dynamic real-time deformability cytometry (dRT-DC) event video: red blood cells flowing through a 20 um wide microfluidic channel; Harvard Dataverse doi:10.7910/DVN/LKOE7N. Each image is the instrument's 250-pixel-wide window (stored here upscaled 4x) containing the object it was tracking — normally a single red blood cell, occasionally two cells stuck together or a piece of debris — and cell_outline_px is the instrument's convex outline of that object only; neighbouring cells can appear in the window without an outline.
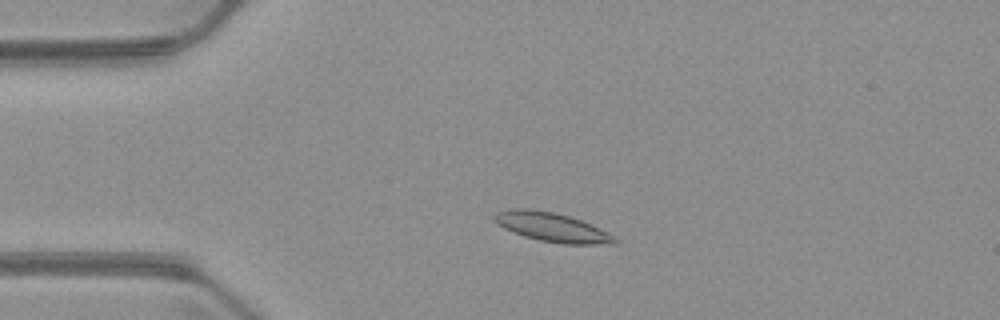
{"species": "common noctule bat (a hibernating species)", "species_latin": "Nyctalus noctula", "temperature_condition": "warm", "stored_images_in_passage": 4, "camera_frame_rate_fps": 3000, "um_per_image_px": 0.085, "animal": {"sex": "male", "body_mass_g": 23.1, "forearm_length_mm": 52.7}, "frame": {"image": 1, "passage_image": 3, "time_ms": 2.333, "image_size_px": [1000, 320], "cell_outline_px": [[620, 244], [564, 244], [540, 240], [524, 236], [512, 232], [496, 224], [492, 220], [492, 216], [496, 212], [508, 208], [528, 208], [552, 212], [568, 216], [592, 224], [608, 232], [620, 240]], "centroid_in_image_um": [46.91, 19.31], "position_along_channel_um": 38.1, "area_um2": 20.69}}